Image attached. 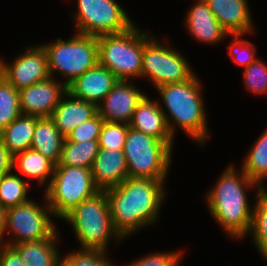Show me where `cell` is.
Instances as JSON below:
<instances>
[{
    "instance_id": "1",
    "label": "cell",
    "mask_w": 267,
    "mask_h": 266,
    "mask_svg": "<svg viewBox=\"0 0 267 266\" xmlns=\"http://www.w3.org/2000/svg\"><path fill=\"white\" fill-rule=\"evenodd\" d=\"M164 182L128 177L105 190L114 228L123 239L157 222L166 196Z\"/></svg>"
},
{
    "instance_id": "2",
    "label": "cell",
    "mask_w": 267,
    "mask_h": 266,
    "mask_svg": "<svg viewBox=\"0 0 267 266\" xmlns=\"http://www.w3.org/2000/svg\"><path fill=\"white\" fill-rule=\"evenodd\" d=\"M234 168L230 165L223 171L206 200L211 216L236 240L247 236L251 227L253 206L250 207L245 190L253 187L261 192L263 189L242 170L238 173Z\"/></svg>"
},
{
    "instance_id": "3",
    "label": "cell",
    "mask_w": 267,
    "mask_h": 266,
    "mask_svg": "<svg viewBox=\"0 0 267 266\" xmlns=\"http://www.w3.org/2000/svg\"><path fill=\"white\" fill-rule=\"evenodd\" d=\"M196 76L194 74L184 82L161 85L156 89L165 105L163 108L162 105L160 107L172 136L175 137L174 133L178 126L196 143L199 142L203 146L209 138V130L201 95L202 86ZM164 108H167V113Z\"/></svg>"
},
{
    "instance_id": "4",
    "label": "cell",
    "mask_w": 267,
    "mask_h": 266,
    "mask_svg": "<svg viewBox=\"0 0 267 266\" xmlns=\"http://www.w3.org/2000/svg\"><path fill=\"white\" fill-rule=\"evenodd\" d=\"M71 224L81 248L107 251L111 238H123L115 230L105 191L82 201L64 218Z\"/></svg>"
},
{
    "instance_id": "5",
    "label": "cell",
    "mask_w": 267,
    "mask_h": 266,
    "mask_svg": "<svg viewBox=\"0 0 267 266\" xmlns=\"http://www.w3.org/2000/svg\"><path fill=\"white\" fill-rule=\"evenodd\" d=\"M173 143L163 142L129 126L123 148L128 177L165 180L172 161Z\"/></svg>"
},
{
    "instance_id": "6",
    "label": "cell",
    "mask_w": 267,
    "mask_h": 266,
    "mask_svg": "<svg viewBox=\"0 0 267 266\" xmlns=\"http://www.w3.org/2000/svg\"><path fill=\"white\" fill-rule=\"evenodd\" d=\"M98 63L110 70L118 80L141 77L145 32L136 25L125 32L97 37Z\"/></svg>"
},
{
    "instance_id": "7",
    "label": "cell",
    "mask_w": 267,
    "mask_h": 266,
    "mask_svg": "<svg viewBox=\"0 0 267 266\" xmlns=\"http://www.w3.org/2000/svg\"><path fill=\"white\" fill-rule=\"evenodd\" d=\"M45 197L53 216L62 219L82 201L93 197L100 189L95 185L91 169L56 165Z\"/></svg>"
},
{
    "instance_id": "8",
    "label": "cell",
    "mask_w": 267,
    "mask_h": 266,
    "mask_svg": "<svg viewBox=\"0 0 267 266\" xmlns=\"http://www.w3.org/2000/svg\"><path fill=\"white\" fill-rule=\"evenodd\" d=\"M72 38L42 44L48 57L50 77L58 72L64 76L66 87L98 63L97 37L75 33ZM56 71V72H55Z\"/></svg>"
},
{
    "instance_id": "9",
    "label": "cell",
    "mask_w": 267,
    "mask_h": 266,
    "mask_svg": "<svg viewBox=\"0 0 267 266\" xmlns=\"http://www.w3.org/2000/svg\"><path fill=\"white\" fill-rule=\"evenodd\" d=\"M145 32L141 78H148L155 88L189 80L194 72L182 54Z\"/></svg>"
},
{
    "instance_id": "10",
    "label": "cell",
    "mask_w": 267,
    "mask_h": 266,
    "mask_svg": "<svg viewBox=\"0 0 267 266\" xmlns=\"http://www.w3.org/2000/svg\"><path fill=\"white\" fill-rule=\"evenodd\" d=\"M42 206L30 200L27 203L7 208L6 231L13 237L6 242L8 246L59 236L51 219L53 213L45 198Z\"/></svg>"
},
{
    "instance_id": "11",
    "label": "cell",
    "mask_w": 267,
    "mask_h": 266,
    "mask_svg": "<svg viewBox=\"0 0 267 266\" xmlns=\"http://www.w3.org/2000/svg\"><path fill=\"white\" fill-rule=\"evenodd\" d=\"M76 32L99 37L127 31L134 22L115 0H77Z\"/></svg>"
},
{
    "instance_id": "12",
    "label": "cell",
    "mask_w": 267,
    "mask_h": 266,
    "mask_svg": "<svg viewBox=\"0 0 267 266\" xmlns=\"http://www.w3.org/2000/svg\"><path fill=\"white\" fill-rule=\"evenodd\" d=\"M33 46H28L11 65L0 59L1 76L17 90L50 77L48 57L44 47L42 44Z\"/></svg>"
},
{
    "instance_id": "13",
    "label": "cell",
    "mask_w": 267,
    "mask_h": 266,
    "mask_svg": "<svg viewBox=\"0 0 267 266\" xmlns=\"http://www.w3.org/2000/svg\"><path fill=\"white\" fill-rule=\"evenodd\" d=\"M66 92V85L53 77L22 88L19 90L21 113L39 118L50 117Z\"/></svg>"
},
{
    "instance_id": "14",
    "label": "cell",
    "mask_w": 267,
    "mask_h": 266,
    "mask_svg": "<svg viewBox=\"0 0 267 266\" xmlns=\"http://www.w3.org/2000/svg\"><path fill=\"white\" fill-rule=\"evenodd\" d=\"M146 94L129 81L118 80L112 90L97 105L104 121L129 124L139 102Z\"/></svg>"
},
{
    "instance_id": "15",
    "label": "cell",
    "mask_w": 267,
    "mask_h": 266,
    "mask_svg": "<svg viewBox=\"0 0 267 266\" xmlns=\"http://www.w3.org/2000/svg\"><path fill=\"white\" fill-rule=\"evenodd\" d=\"M117 82V77L110 70L97 63L71 82L67 91L75 98L98 105Z\"/></svg>"
},
{
    "instance_id": "16",
    "label": "cell",
    "mask_w": 267,
    "mask_h": 266,
    "mask_svg": "<svg viewBox=\"0 0 267 266\" xmlns=\"http://www.w3.org/2000/svg\"><path fill=\"white\" fill-rule=\"evenodd\" d=\"M91 173L100 191L119 185L128 178L123 150L99 148L91 166Z\"/></svg>"
},
{
    "instance_id": "17",
    "label": "cell",
    "mask_w": 267,
    "mask_h": 266,
    "mask_svg": "<svg viewBox=\"0 0 267 266\" xmlns=\"http://www.w3.org/2000/svg\"><path fill=\"white\" fill-rule=\"evenodd\" d=\"M228 35H245L253 31L247 0H205Z\"/></svg>"
},
{
    "instance_id": "18",
    "label": "cell",
    "mask_w": 267,
    "mask_h": 266,
    "mask_svg": "<svg viewBox=\"0 0 267 266\" xmlns=\"http://www.w3.org/2000/svg\"><path fill=\"white\" fill-rule=\"evenodd\" d=\"M129 126L163 142L174 141L159 102L147 95L137 105Z\"/></svg>"
},
{
    "instance_id": "19",
    "label": "cell",
    "mask_w": 267,
    "mask_h": 266,
    "mask_svg": "<svg viewBox=\"0 0 267 266\" xmlns=\"http://www.w3.org/2000/svg\"><path fill=\"white\" fill-rule=\"evenodd\" d=\"M97 113L96 104L75 98L67 91L60 99L50 118L66 138L76 126L90 120Z\"/></svg>"
},
{
    "instance_id": "20",
    "label": "cell",
    "mask_w": 267,
    "mask_h": 266,
    "mask_svg": "<svg viewBox=\"0 0 267 266\" xmlns=\"http://www.w3.org/2000/svg\"><path fill=\"white\" fill-rule=\"evenodd\" d=\"M188 10L185 25L187 31L199 42L216 44L228 35L211 12L205 0H198Z\"/></svg>"
},
{
    "instance_id": "21",
    "label": "cell",
    "mask_w": 267,
    "mask_h": 266,
    "mask_svg": "<svg viewBox=\"0 0 267 266\" xmlns=\"http://www.w3.org/2000/svg\"><path fill=\"white\" fill-rule=\"evenodd\" d=\"M64 140L65 137L60 133L50 117H36L31 149L43 154L56 166L61 158Z\"/></svg>"
},
{
    "instance_id": "22",
    "label": "cell",
    "mask_w": 267,
    "mask_h": 266,
    "mask_svg": "<svg viewBox=\"0 0 267 266\" xmlns=\"http://www.w3.org/2000/svg\"><path fill=\"white\" fill-rule=\"evenodd\" d=\"M60 239L47 238L11 246L21 257L25 266H57L61 262L57 242Z\"/></svg>"
},
{
    "instance_id": "23",
    "label": "cell",
    "mask_w": 267,
    "mask_h": 266,
    "mask_svg": "<svg viewBox=\"0 0 267 266\" xmlns=\"http://www.w3.org/2000/svg\"><path fill=\"white\" fill-rule=\"evenodd\" d=\"M12 168L18 169V175L21 177L24 175L37 180L40 186L47 182L44 186L47 188L51 183L55 165L40 152L27 149L13 156Z\"/></svg>"
},
{
    "instance_id": "24",
    "label": "cell",
    "mask_w": 267,
    "mask_h": 266,
    "mask_svg": "<svg viewBox=\"0 0 267 266\" xmlns=\"http://www.w3.org/2000/svg\"><path fill=\"white\" fill-rule=\"evenodd\" d=\"M35 127L36 116L21 114L0 132V138L12 156L31 149Z\"/></svg>"
},
{
    "instance_id": "25",
    "label": "cell",
    "mask_w": 267,
    "mask_h": 266,
    "mask_svg": "<svg viewBox=\"0 0 267 266\" xmlns=\"http://www.w3.org/2000/svg\"><path fill=\"white\" fill-rule=\"evenodd\" d=\"M242 171L263 190L267 178V128L257 138L241 167Z\"/></svg>"
},
{
    "instance_id": "26",
    "label": "cell",
    "mask_w": 267,
    "mask_h": 266,
    "mask_svg": "<svg viewBox=\"0 0 267 266\" xmlns=\"http://www.w3.org/2000/svg\"><path fill=\"white\" fill-rule=\"evenodd\" d=\"M98 150L99 140L72 142L65 138L58 165L91 169Z\"/></svg>"
},
{
    "instance_id": "27",
    "label": "cell",
    "mask_w": 267,
    "mask_h": 266,
    "mask_svg": "<svg viewBox=\"0 0 267 266\" xmlns=\"http://www.w3.org/2000/svg\"><path fill=\"white\" fill-rule=\"evenodd\" d=\"M255 204L253 203V213L250 231L258 252L263 256L267 253V190L256 192Z\"/></svg>"
},
{
    "instance_id": "28",
    "label": "cell",
    "mask_w": 267,
    "mask_h": 266,
    "mask_svg": "<svg viewBox=\"0 0 267 266\" xmlns=\"http://www.w3.org/2000/svg\"><path fill=\"white\" fill-rule=\"evenodd\" d=\"M30 185L21 176L9 172L0 178V204L11 208L29 202Z\"/></svg>"
},
{
    "instance_id": "29",
    "label": "cell",
    "mask_w": 267,
    "mask_h": 266,
    "mask_svg": "<svg viewBox=\"0 0 267 266\" xmlns=\"http://www.w3.org/2000/svg\"><path fill=\"white\" fill-rule=\"evenodd\" d=\"M19 90L0 78V132L21 115Z\"/></svg>"
},
{
    "instance_id": "30",
    "label": "cell",
    "mask_w": 267,
    "mask_h": 266,
    "mask_svg": "<svg viewBox=\"0 0 267 266\" xmlns=\"http://www.w3.org/2000/svg\"><path fill=\"white\" fill-rule=\"evenodd\" d=\"M106 252L104 250L77 249L66 254L61 261L66 266H113L106 256Z\"/></svg>"
},
{
    "instance_id": "31",
    "label": "cell",
    "mask_w": 267,
    "mask_h": 266,
    "mask_svg": "<svg viewBox=\"0 0 267 266\" xmlns=\"http://www.w3.org/2000/svg\"><path fill=\"white\" fill-rule=\"evenodd\" d=\"M129 124L104 121L99 137V148L123 150Z\"/></svg>"
},
{
    "instance_id": "32",
    "label": "cell",
    "mask_w": 267,
    "mask_h": 266,
    "mask_svg": "<svg viewBox=\"0 0 267 266\" xmlns=\"http://www.w3.org/2000/svg\"><path fill=\"white\" fill-rule=\"evenodd\" d=\"M243 79L247 89L254 94H267V65L258 58L244 68Z\"/></svg>"
},
{
    "instance_id": "33",
    "label": "cell",
    "mask_w": 267,
    "mask_h": 266,
    "mask_svg": "<svg viewBox=\"0 0 267 266\" xmlns=\"http://www.w3.org/2000/svg\"><path fill=\"white\" fill-rule=\"evenodd\" d=\"M233 37L231 46L229 48V54L231 59L243 68L248 67L251 63L255 62L258 58L255 56V45L248 40L241 39L240 34L231 35Z\"/></svg>"
},
{
    "instance_id": "34",
    "label": "cell",
    "mask_w": 267,
    "mask_h": 266,
    "mask_svg": "<svg viewBox=\"0 0 267 266\" xmlns=\"http://www.w3.org/2000/svg\"><path fill=\"white\" fill-rule=\"evenodd\" d=\"M104 120L97 113L93 118L76 126L66 139L72 142H84L88 140H99L100 131Z\"/></svg>"
},
{
    "instance_id": "35",
    "label": "cell",
    "mask_w": 267,
    "mask_h": 266,
    "mask_svg": "<svg viewBox=\"0 0 267 266\" xmlns=\"http://www.w3.org/2000/svg\"><path fill=\"white\" fill-rule=\"evenodd\" d=\"M182 252L151 253L139 260L132 261L127 266H178Z\"/></svg>"
},
{
    "instance_id": "36",
    "label": "cell",
    "mask_w": 267,
    "mask_h": 266,
    "mask_svg": "<svg viewBox=\"0 0 267 266\" xmlns=\"http://www.w3.org/2000/svg\"><path fill=\"white\" fill-rule=\"evenodd\" d=\"M13 156L9 153L0 138V178L12 171Z\"/></svg>"
},
{
    "instance_id": "37",
    "label": "cell",
    "mask_w": 267,
    "mask_h": 266,
    "mask_svg": "<svg viewBox=\"0 0 267 266\" xmlns=\"http://www.w3.org/2000/svg\"><path fill=\"white\" fill-rule=\"evenodd\" d=\"M0 266H25V264L20 255L11 246H8L2 254Z\"/></svg>"
},
{
    "instance_id": "38",
    "label": "cell",
    "mask_w": 267,
    "mask_h": 266,
    "mask_svg": "<svg viewBox=\"0 0 267 266\" xmlns=\"http://www.w3.org/2000/svg\"><path fill=\"white\" fill-rule=\"evenodd\" d=\"M6 211L7 209L0 204V235L6 234Z\"/></svg>"
},
{
    "instance_id": "39",
    "label": "cell",
    "mask_w": 267,
    "mask_h": 266,
    "mask_svg": "<svg viewBox=\"0 0 267 266\" xmlns=\"http://www.w3.org/2000/svg\"><path fill=\"white\" fill-rule=\"evenodd\" d=\"M4 236L5 235H0V261H1V259H2V254H3V252H4V250L8 247V244L7 243H5L4 241ZM3 242V243H2ZM5 243V244H4ZM3 246H2V245Z\"/></svg>"
},
{
    "instance_id": "40",
    "label": "cell",
    "mask_w": 267,
    "mask_h": 266,
    "mask_svg": "<svg viewBox=\"0 0 267 266\" xmlns=\"http://www.w3.org/2000/svg\"><path fill=\"white\" fill-rule=\"evenodd\" d=\"M57 266H66L62 261Z\"/></svg>"
},
{
    "instance_id": "41",
    "label": "cell",
    "mask_w": 267,
    "mask_h": 266,
    "mask_svg": "<svg viewBox=\"0 0 267 266\" xmlns=\"http://www.w3.org/2000/svg\"><path fill=\"white\" fill-rule=\"evenodd\" d=\"M262 258H265L267 260V253L264 254Z\"/></svg>"
}]
</instances>
